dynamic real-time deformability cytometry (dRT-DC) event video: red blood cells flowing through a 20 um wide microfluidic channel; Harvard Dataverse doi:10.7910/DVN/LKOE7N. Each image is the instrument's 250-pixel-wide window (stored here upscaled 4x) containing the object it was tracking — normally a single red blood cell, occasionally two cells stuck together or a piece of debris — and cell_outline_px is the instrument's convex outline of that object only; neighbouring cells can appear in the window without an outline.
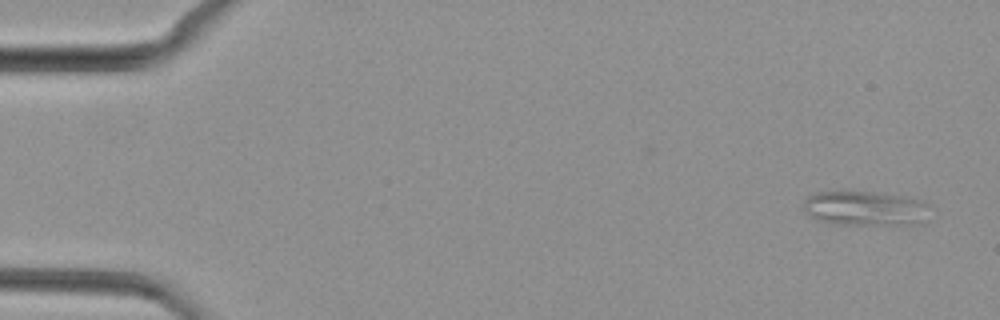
{"species": "common noctule bat (a hibernating species)", "species_latin": "Nyctalus noctula", "temperature_condition": "cold", "stored_images_in_passage": 47, "camera_frame_rate_fps": 3000, "um_per_image_px": 0.085, "animal": {"sex": "female", "body_mass_g": 29.2, "forearm_length_mm": 56.3}, "frame": {"image": 1, "passage_image": 1, "time_ms": 0.0, "image_size_px": [1000, 320], "cell_outline_px": [[928, 204], [924, 220], [920, 224], [832, 224], [820, 220], [812, 216], [804, 208], [804, 200], [808, 196], [816, 192], [848, 188], [884, 192], [908, 196], [924, 200]], "centroid_in_image_um": [73.54, 17.64], "position_along_channel_um": 11.5, "area_um2": 26.41}}
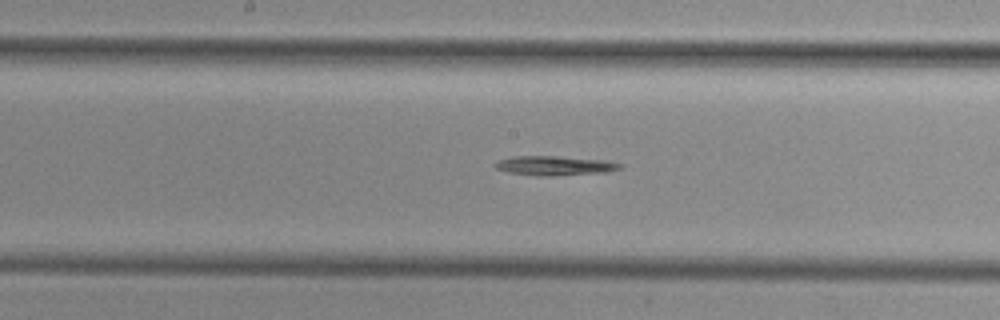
{"frame": {"image": 2, "passage_image": 24, "time_ms": 7.667, "image_size_px": [1000, 320], "cell_outline_px": [[624, 164], [620, 168], [608, 172], [552, 176], [536, 176], [508, 172], [496, 168], [492, 164], [496, 160], [512, 156], [556, 156], [604, 160]], "centroid_in_image_um": [47.1, 14.08], "position_along_channel_um": 201.1, "area_um2": 14.28}}
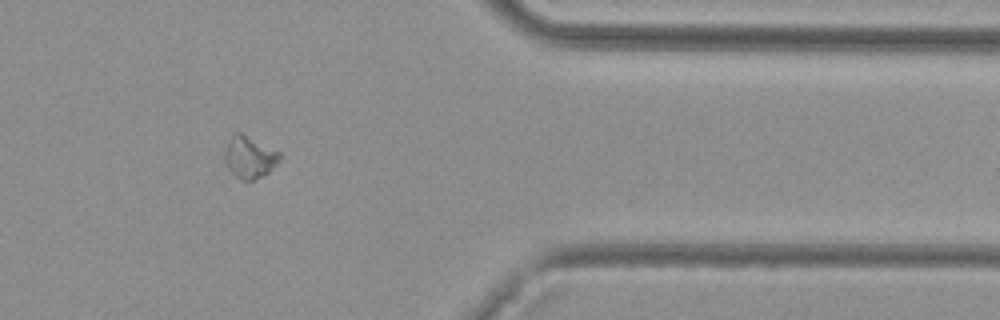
{"frame": {"image": 3, "passage_image": 39, "time_ms": 12.667, "image_size_px": [1000, 320], "cell_outline_px": [[284, 156], [268, 172], [252, 180], [240, 180], [228, 168], [224, 160], [224, 152], [228, 140], [236, 132], [240, 132], [280, 152]], "centroid_in_image_um": [21.21, 13.35], "position_along_channel_um": 390.2, "area_um2": 13.35}}